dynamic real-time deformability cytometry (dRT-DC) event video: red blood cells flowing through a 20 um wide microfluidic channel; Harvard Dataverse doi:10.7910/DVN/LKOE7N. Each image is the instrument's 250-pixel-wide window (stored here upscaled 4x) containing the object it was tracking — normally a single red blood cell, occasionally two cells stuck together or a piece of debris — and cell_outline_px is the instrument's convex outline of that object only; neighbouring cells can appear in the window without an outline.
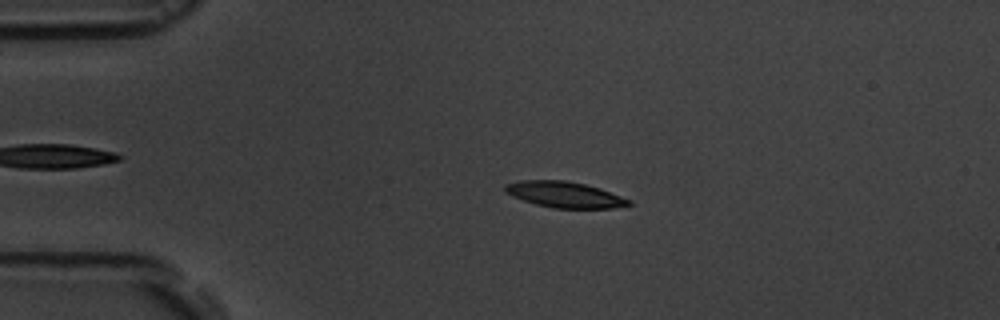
{"species": "common noctule bat (a hibernating species)", "species_latin": "Nyctalus noctula", "temperature_condition": "room temperature", "stored_images_in_passage": 3, "camera_frame_rate_fps": 3000, "um_per_image_px": 0.085, "animal": {"sex": "male", "body_mass_g": 19.5, "forearm_length_mm": 54.6}, "frame": {"image": 1, "passage_image": 2, "time_ms": 1.0, "image_size_px": [1000, 320], "cell_outline_px": [[632, 204], [612, 208], [552, 208], [536, 204], [512, 196], [504, 192], [504, 184], [520, 180], [564, 180], [584, 184], [600, 188], [632, 200]], "centroid_in_image_um": [47.98, 16.53], "position_along_channel_um": 37.0, "area_um2": 18.73}}